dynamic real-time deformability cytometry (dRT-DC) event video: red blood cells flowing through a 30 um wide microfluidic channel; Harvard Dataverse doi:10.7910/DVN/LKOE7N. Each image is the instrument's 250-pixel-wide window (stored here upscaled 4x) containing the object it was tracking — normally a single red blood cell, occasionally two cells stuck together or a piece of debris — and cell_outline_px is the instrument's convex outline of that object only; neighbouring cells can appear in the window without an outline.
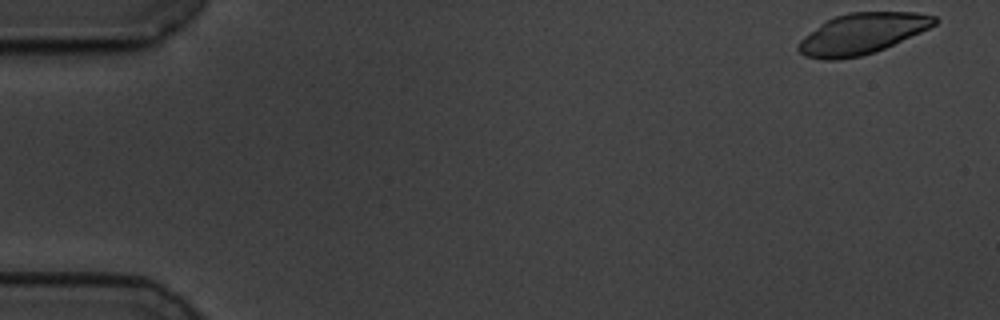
{"species": "common noctule bat (a hibernating species)", "species_latin": "Nyctalus noctula", "temperature_condition": "cold", "stored_images_in_passage": 57, "camera_frame_rate_fps": 3000, "um_per_image_px": 0.085, "animal": {"sex": "male", "body_mass_g": 19.5, "forearm_length_mm": 54.6}, "frame": {"image": 1, "passage_image": 1, "time_ms": 0.0, "image_size_px": [1000, 320], "cell_outline_px": [[940, 20], [936, 24], [920, 32], [884, 48], [860, 56], [840, 60], [824, 60], [804, 56], [796, 48], [796, 44], [804, 36], [828, 20], [836, 16], [848, 12], [916, 12], [936, 16]], "centroid_in_image_um": [73.26, 2.86], "position_along_channel_um": 11.7, "area_um2": 32.14}}
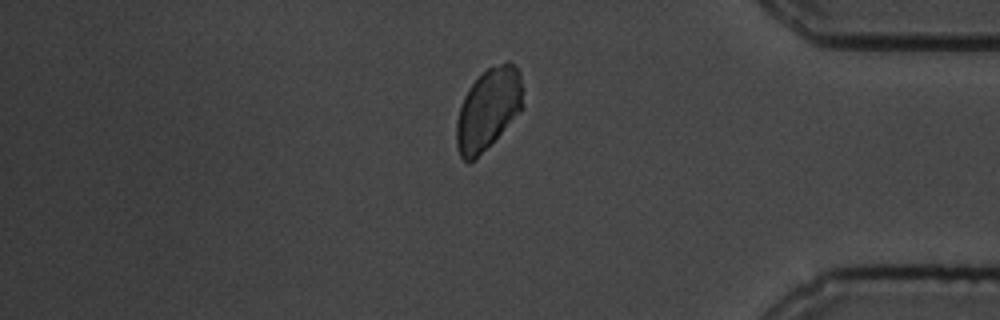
{"frame": {"image": 2, "passage_image": 48, "time_ms": 15.667, "image_size_px": [1000, 320], "cell_outline_px": [[524, 108], [476, 160], [464, 160], [460, 156], [456, 144], [456, 120], [460, 104], [468, 88], [488, 68], [508, 60], [520, 72], [524, 88]], "centroid_in_image_um": [41.52, 9.27], "position_along_channel_um": 393.7, "area_um2": 31.91}}
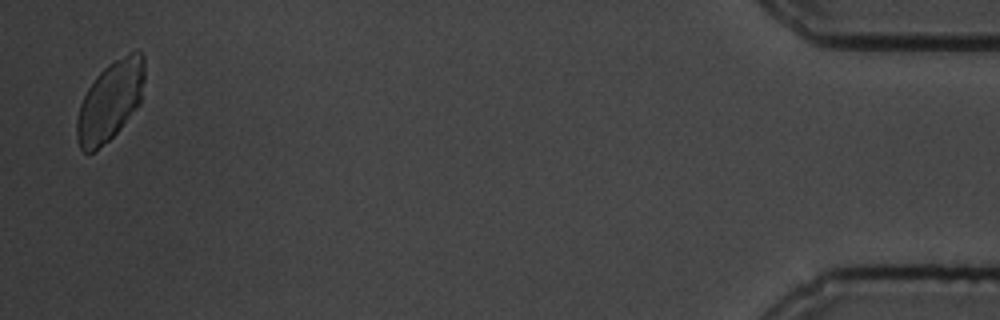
{"frame": {"image": 3, "passage_image": 56, "time_ms": 18.333, "image_size_px": [1000, 320], "cell_outline_px": [[144, 80], [140, 104], [120, 128], [108, 140], [92, 152], [84, 152], [80, 148], [76, 136], [76, 120], [80, 104], [88, 88], [96, 76], [108, 64], [128, 52], [140, 52], [144, 56]], "centroid_in_image_um": [9.36, 8.57], "position_along_channel_um": 425.8, "area_um2": 31.1}}